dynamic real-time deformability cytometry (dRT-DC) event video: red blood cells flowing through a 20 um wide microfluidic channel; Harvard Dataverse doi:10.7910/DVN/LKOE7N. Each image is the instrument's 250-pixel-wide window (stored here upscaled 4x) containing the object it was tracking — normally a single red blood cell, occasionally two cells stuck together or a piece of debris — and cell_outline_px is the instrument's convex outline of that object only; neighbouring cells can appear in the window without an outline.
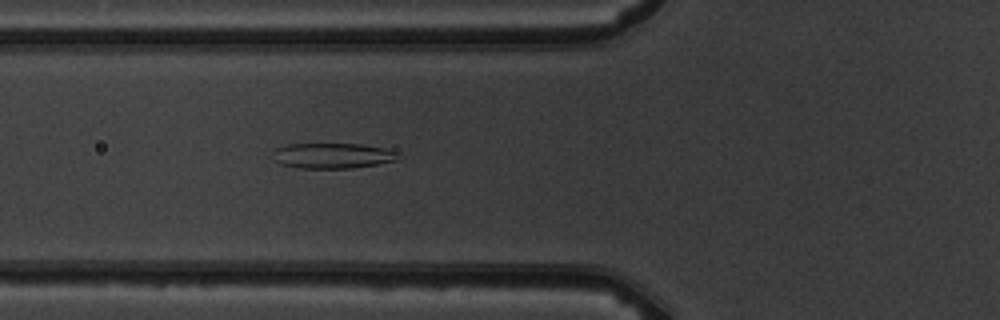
{"species": "common noctule bat (a hibernating species)", "species_latin": "Nyctalus noctula", "temperature_condition": "warm", "stored_images_in_passage": 6, "camera_frame_rate_fps": 3000, "um_per_image_px": 0.085, "animal": {"sex": "male", "body_mass_g": 19.5, "forearm_length_mm": 54.6}, "frame": {"image": 1, "passage_image": 6, "time_ms": 6.333, "image_size_px": [1000, 320], "cell_outline_px": [[396, 160], [376, 164], [352, 168], [300, 168], [280, 164], [276, 160], [276, 148], [288, 144], [360, 144], [384, 148], [392, 152]], "centroid_in_image_um": [28.21, 13.23], "position_along_channel_um": 97.6, "area_um2": 17.92}}